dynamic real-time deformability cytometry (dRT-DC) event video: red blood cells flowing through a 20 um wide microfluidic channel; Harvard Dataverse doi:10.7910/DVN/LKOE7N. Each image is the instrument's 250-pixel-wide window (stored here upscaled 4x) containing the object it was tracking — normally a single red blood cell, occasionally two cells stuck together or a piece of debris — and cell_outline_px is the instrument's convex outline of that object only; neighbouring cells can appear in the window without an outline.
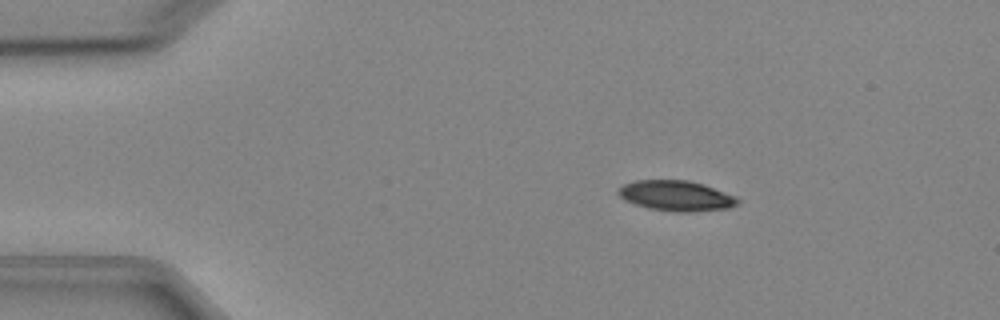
{"species": "Egyptian fruit bat (a non-hibernating species)", "species_latin": "Rousettus aegyptiacus", "temperature_condition": "cold", "stored_images_in_passage": 5, "camera_frame_rate_fps": 3000, "um_per_image_px": 0.085, "animal": {"sex": "female"}, "frame": {"image": 1, "passage_image": 2, "time_ms": 1.333, "image_size_px": [1000, 320], "cell_outline_px": [[740, 204], [728, 208], [688, 212], [676, 212], [648, 208], [624, 200], [616, 192], [624, 184], [636, 180], [688, 180], [704, 184], [736, 196], [740, 200]], "centroid_in_image_um": [57.5, 16.64], "position_along_channel_um": 27.5, "area_um2": 21.15}}